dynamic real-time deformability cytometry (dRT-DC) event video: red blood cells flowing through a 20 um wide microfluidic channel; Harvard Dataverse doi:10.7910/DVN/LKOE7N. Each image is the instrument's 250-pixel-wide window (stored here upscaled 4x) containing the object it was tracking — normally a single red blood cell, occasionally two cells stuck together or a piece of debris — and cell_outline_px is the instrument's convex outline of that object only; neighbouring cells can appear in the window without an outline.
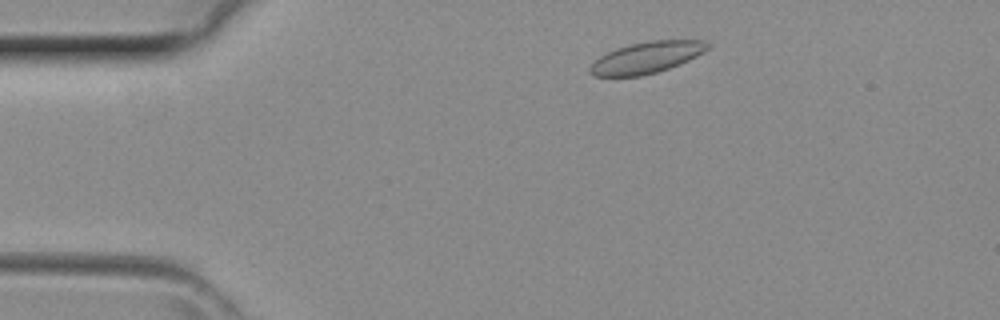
{"species": "common noctule bat (a hibernating species)", "species_latin": "Nyctalus noctula", "temperature_condition": "room temperature", "stored_images_in_passage": 36, "camera_frame_rate_fps": 3000, "um_per_image_px": 0.085, "animal": {"sex": "female", "body_mass_g": 29.2, "forearm_length_mm": 56.3}, "frame": {"image": 1, "passage_image": 2, "time_ms": 0.333, "image_size_px": [1000, 320], "cell_outline_px": [[712, 44], [704, 52], [688, 60], [668, 68], [656, 72], [640, 76], [596, 76], [588, 72], [588, 68], [600, 56], [616, 48], [648, 40], [704, 40]], "centroid_in_image_um": [54.97, 4.88], "position_along_channel_um": 30.0, "area_um2": 21.39}}
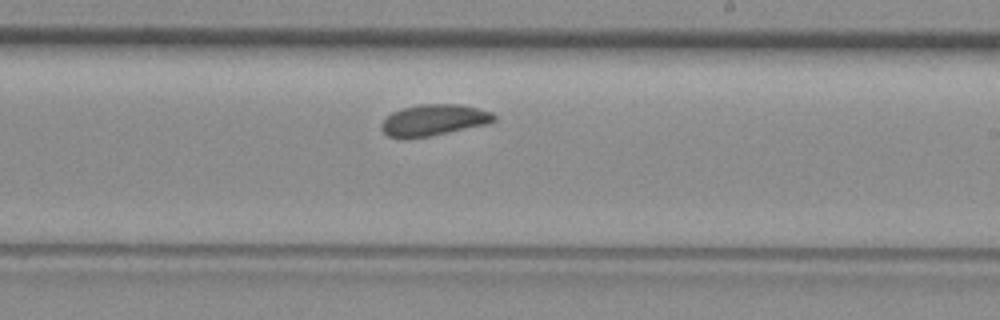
{"frame": {"image": 2, "passage_image": 19, "time_ms": 6.0, "image_size_px": [1000, 320], "cell_outline_px": [[496, 120], [484, 124], [428, 136], [404, 140], [388, 136], [380, 128], [380, 124], [392, 112], [404, 108], [420, 104], [460, 104], [492, 112], [496, 116]], "centroid_in_image_um": [36.81, 10.21], "position_along_channel_um": 252.2, "area_um2": 20.35}}
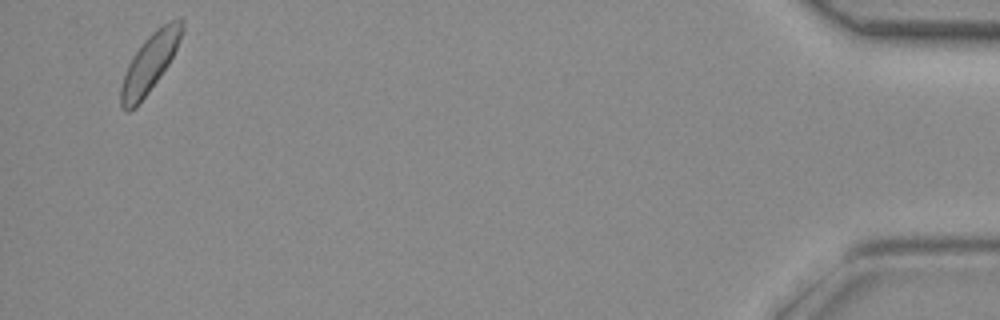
{"frame": {"image": 3, "passage_image": 35, "time_ms": 11.333, "image_size_px": [1000, 320], "cell_outline_px": [[184, 28], [180, 40], [168, 64], [148, 92], [136, 108], [128, 112], [124, 112], [120, 104], [120, 88], [128, 64], [132, 56], [144, 40], [156, 28], [168, 20], [180, 16], [184, 20]], "centroid_in_image_um": [12.73, 5.32], "position_along_channel_um": 422.5, "area_um2": 20.75}}